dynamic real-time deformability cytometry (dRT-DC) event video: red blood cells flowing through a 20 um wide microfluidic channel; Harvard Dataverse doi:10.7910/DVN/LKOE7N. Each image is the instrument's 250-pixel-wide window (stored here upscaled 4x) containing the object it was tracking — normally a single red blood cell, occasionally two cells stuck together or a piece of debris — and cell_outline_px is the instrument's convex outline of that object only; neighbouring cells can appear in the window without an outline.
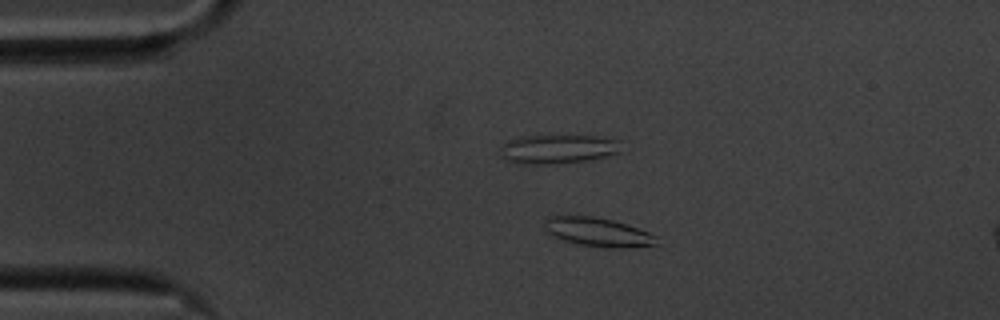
{"species": "common noctule bat (a hibernating species)", "species_latin": "Nyctalus noctula", "temperature_condition": "cold", "stored_images_in_passage": 45, "camera_frame_rate_fps": 3000, "um_per_image_px": 0.085, "animal": {"sex": "male", "body_mass_g": 20.1, "forearm_length_mm": 53.5}, "frame": {"image": 1, "passage_image": 1, "time_ms": 0.0, "image_size_px": [1000, 320], "cell_outline_px": [[656, 244], [624, 248], [608, 248], [580, 244], [564, 240], [552, 236], [548, 232], [544, 220], [552, 216], [592, 216], [612, 220], [648, 232], [656, 236]], "centroid_in_image_um": [50.81, 19.73], "position_along_channel_um": 34.2, "area_um2": 18.38}}
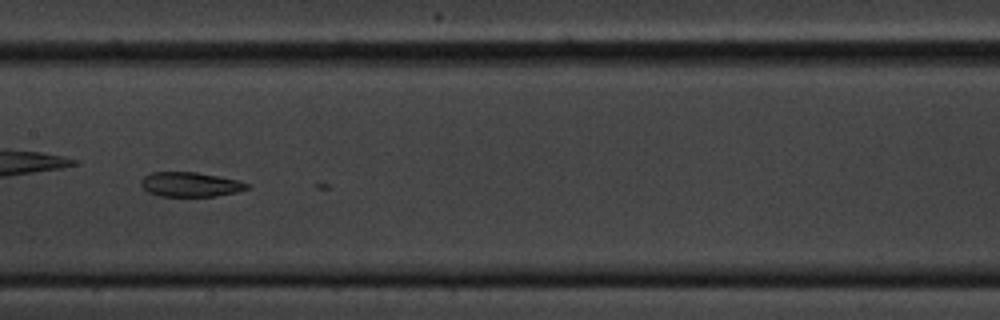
{"frame": {"image": 2, "passage_image": 18, "time_ms": 5.667, "image_size_px": [1000, 320], "cell_outline_px": [[252, 184], [248, 188], [236, 192], [216, 196], [160, 196], [148, 192], [140, 184], [140, 180], [144, 176], [152, 172], [196, 172], [220, 176], [240, 180]], "centroid_in_image_um": [16.2, 15.67], "position_along_channel_um": 191.2, "area_um2": 15.32}}
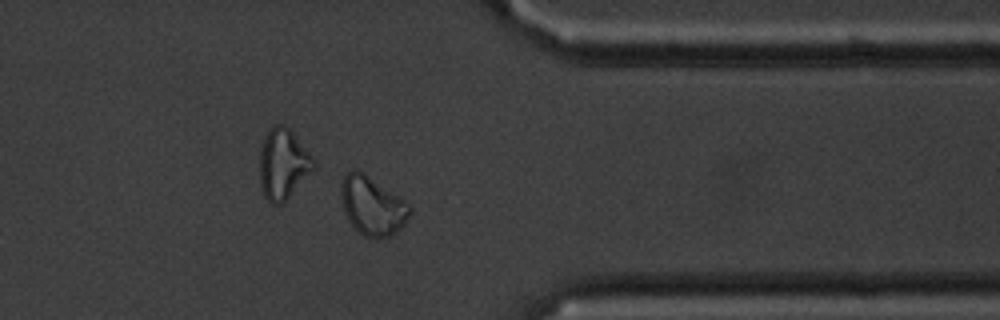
{"frame": {"image": 3, "passage_image": 35, "time_ms": 11.333, "image_size_px": [1000, 320], "cell_outline_px": [[412, 212], [404, 224], [392, 236], [376, 240], [364, 236], [348, 220], [344, 212], [340, 196], [340, 184], [344, 176], [348, 172], [356, 168], [364, 172], [404, 200], [412, 208]], "centroid_in_image_um": [31.64, 17.5], "position_along_channel_um": 379.8, "area_um2": 23.76}}